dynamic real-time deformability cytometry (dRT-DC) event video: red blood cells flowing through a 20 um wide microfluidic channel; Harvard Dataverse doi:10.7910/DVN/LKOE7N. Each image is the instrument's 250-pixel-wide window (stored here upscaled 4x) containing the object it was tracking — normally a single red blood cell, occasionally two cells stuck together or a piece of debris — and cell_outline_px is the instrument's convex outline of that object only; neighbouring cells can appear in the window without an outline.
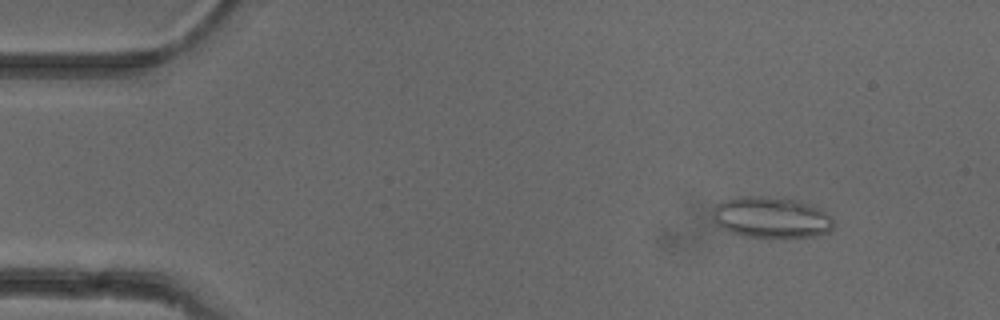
{"species": "common noctule bat (a hibernating species)", "species_latin": "Nyctalus noctula", "temperature_condition": "cold", "stored_images_in_passage": 47, "camera_frame_rate_fps": 3000, "um_per_image_px": 0.085, "animal": {"sex": "female"}, "frame": {"image": 1, "passage_image": 1, "time_ms": 0.0, "image_size_px": [1000, 320], "cell_outline_px": [[832, 228], [828, 232], [812, 236], [744, 236], [728, 232], [720, 228], [712, 220], [712, 212], [716, 204], [724, 200], [736, 196], [788, 196], [812, 204], [824, 212], [832, 220]], "centroid_in_image_um": [65.48, 18.43], "position_along_channel_um": 19.5, "area_um2": 29.25}}
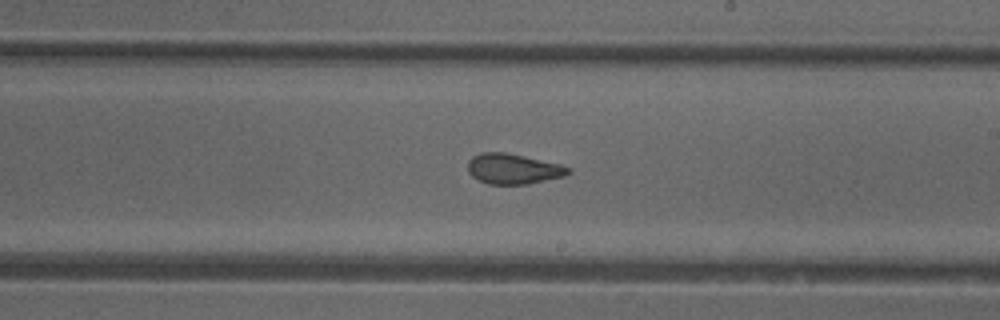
{"frame": {"image": 2, "passage_image": 25, "time_ms": 8.0, "image_size_px": [1000, 320], "cell_outline_px": [[572, 172], [564, 176], [528, 184], [488, 184], [472, 176], [468, 172], [468, 160], [472, 156], [480, 152], [504, 152], [560, 164], [572, 168]], "centroid_in_image_um": [43.62, 14.35], "position_along_channel_um": 245.4, "area_um2": 17.74}}
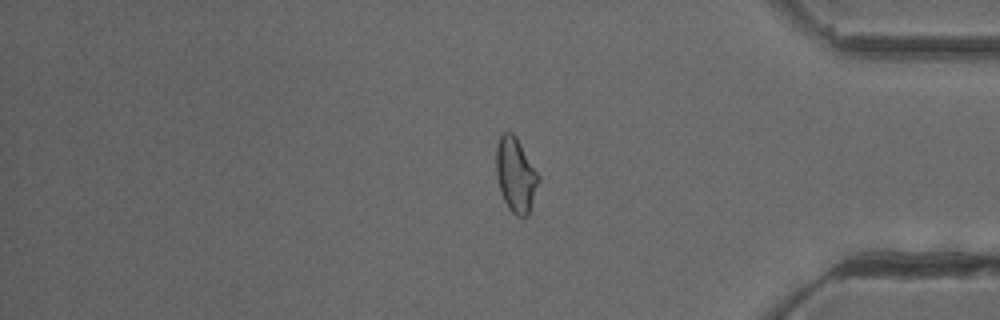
{"frame": {"image": 3, "passage_image": 38, "time_ms": 12.333, "image_size_px": [1000, 320], "cell_outline_px": [[540, 180], [528, 216], [516, 216], [508, 208], [504, 200], [496, 176], [496, 148], [500, 132], [512, 132], [516, 136], [540, 176]], "centroid_in_image_um": [43.83, 14.84], "position_along_channel_um": 391.4, "area_um2": 18.5}, "authors_computed_cell_mechanics": {"area_um2": 18.7272, "velocity_mm_per_s": 3.9468, "shape_relaxation_time_tau1_ms": null, "shape_relaxation_time_tau2_ms": 1.4201, "deformation_change_tau1": null, "deformation_change_tau2": 0.092}}